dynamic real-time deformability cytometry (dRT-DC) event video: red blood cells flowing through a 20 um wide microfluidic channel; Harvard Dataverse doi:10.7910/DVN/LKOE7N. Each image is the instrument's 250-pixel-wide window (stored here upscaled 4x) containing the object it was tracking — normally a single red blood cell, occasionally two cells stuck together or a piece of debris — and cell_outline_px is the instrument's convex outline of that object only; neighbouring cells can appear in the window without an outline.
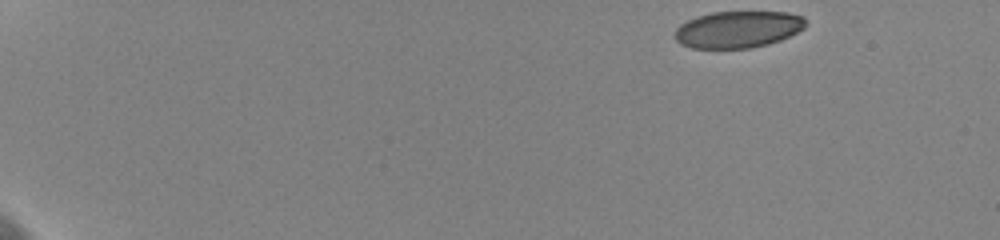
{"species": "human", "species_latin": "Homo sapiens", "temperature_condition": "cold", "stored_images_in_passage": 48, "camera_frame_rate_fps": 3000, "um_per_image_px": 0.085, "donor": {"sex": "female"}, "frame": {"image": 1, "passage_image": 1, "time_ms": 0.0, "image_size_px": [1000, 240], "cell_outline_px": [[808, 24], [804, 28], [780, 40], [768, 44], [752, 48], [692, 48], [680, 44], [672, 36], [676, 28], [680, 24], [696, 16], [712, 12], [788, 12], [804, 16]], "centroid_in_image_um": [62.71, 2.49], "position_along_channel_um": 22.3, "area_um2": 28.32}}
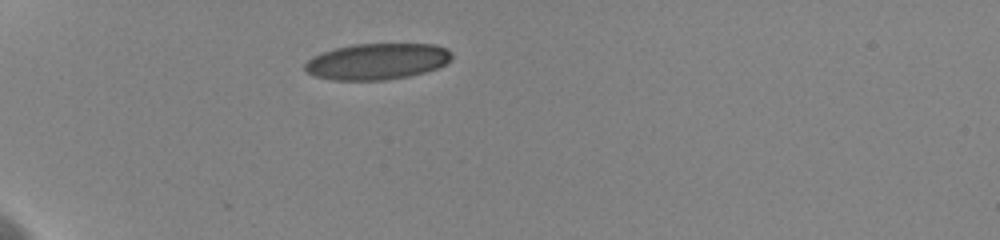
{"frame": {"image": 2, "passage_image": 13, "time_ms": 4.0, "image_size_px": [1000, 240], "cell_outline_px": [[452, 60], [436, 68], [424, 72], [408, 76], [384, 80], [332, 80], [316, 76], [308, 72], [304, 68], [304, 64], [312, 56], [320, 52], [352, 44], [436, 44], [448, 48], [452, 52]], "centroid_in_image_um": [32.06, 5.21], "position_along_channel_um": 52.9, "area_um2": 31.1}}
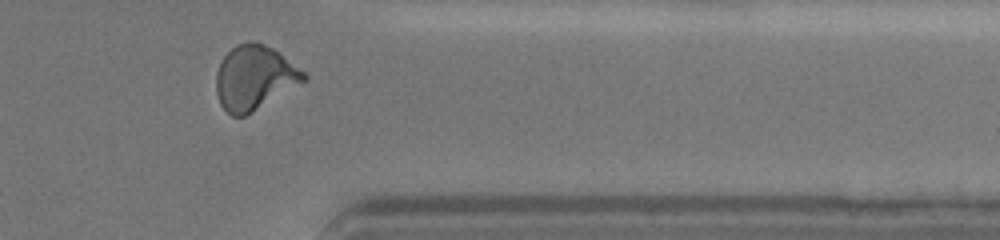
{"frame": {"image": 3, "passage_image": 44, "time_ms": 14.333, "image_size_px": [1000, 240], "cell_outline_px": [[308, 80], [252, 112], [244, 116], [232, 116], [220, 104], [216, 92], [216, 72], [224, 56], [236, 44], [248, 40], [256, 40], [280, 52], [304, 72], [308, 76]], "centroid_in_image_um": [21.64, 6.58], "position_along_channel_um": 389.8, "area_um2": 33.0}, "authors_computed_cell_mechanics": {"area_um2": 31.0964, "velocity_mm_per_s": 3.5953, "shape_relaxation_time_tau1_ms": 7.0237, "shape_relaxation_time_tau2_ms": 1.191, "deformation_change_tau1": 0.1851, "deformation_change_tau2": 0.0622}}